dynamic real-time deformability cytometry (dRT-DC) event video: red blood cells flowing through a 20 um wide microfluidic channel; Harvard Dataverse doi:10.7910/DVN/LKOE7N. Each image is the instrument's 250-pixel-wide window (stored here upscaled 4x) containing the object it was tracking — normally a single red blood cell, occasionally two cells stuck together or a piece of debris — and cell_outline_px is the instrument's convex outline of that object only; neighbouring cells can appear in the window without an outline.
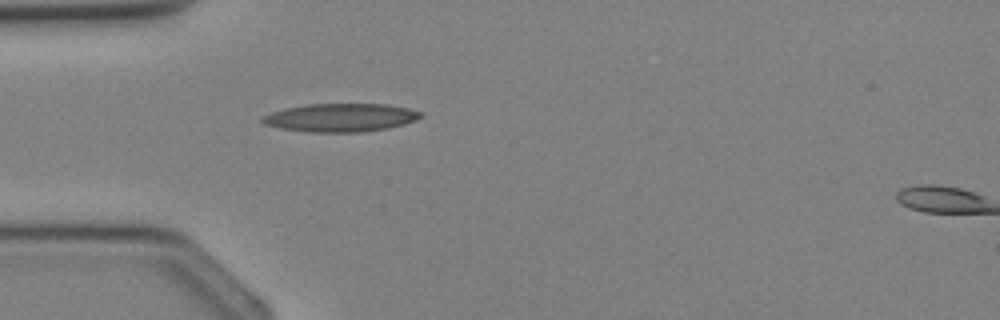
{"species": "Egyptian fruit bat (a non-hibernating species)", "species_latin": "Rousettus aegyptiacus", "temperature_condition": "cold", "stored_images_in_passage": 2, "camera_frame_rate_fps": 3000, "um_per_image_px": 0.085, "animal": {"sex": "female"}, "frame": {"image": 1, "passage_image": 1, "time_ms": 0.0, "image_size_px": [1000, 320], "cell_outline_px": [[424, 116], [416, 120], [404, 124], [388, 128], [360, 132], [308, 132], [280, 128], [264, 124], [260, 120], [264, 116], [272, 112], [288, 108], [308, 104], [388, 104], [408, 108], [424, 112]], "centroid_in_image_um": [29.01, 9.99], "position_along_channel_um": 56.0, "area_um2": 26.07}}